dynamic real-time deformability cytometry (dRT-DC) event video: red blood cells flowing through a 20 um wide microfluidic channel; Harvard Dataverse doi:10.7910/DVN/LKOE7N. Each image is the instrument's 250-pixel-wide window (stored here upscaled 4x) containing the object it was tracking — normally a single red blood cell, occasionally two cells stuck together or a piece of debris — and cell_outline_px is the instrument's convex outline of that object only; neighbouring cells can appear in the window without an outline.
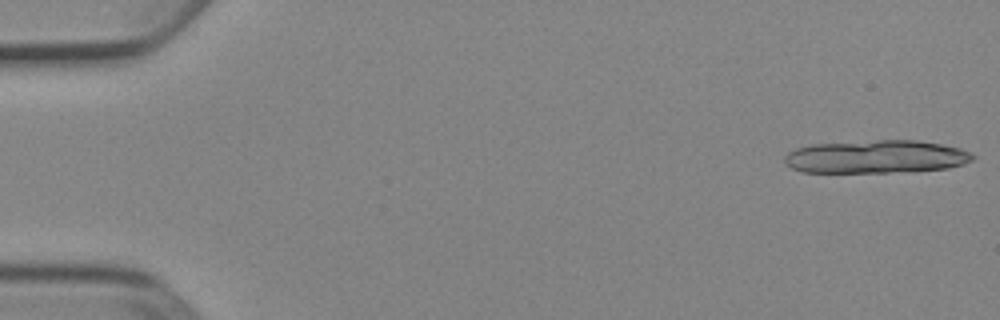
{"species": "Egyptian fruit bat (a non-hibernating species)", "species_latin": "Rousettus aegyptiacus", "temperature_condition": "cold", "stored_images_in_passage": 14, "camera_frame_rate_fps": 3000, "um_per_image_px": 0.085, "animal": {"sex": "female"}, "frame": {"image": 1, "passage_image": 1, "time_ms": 0.0, "image_size_px": [1000, 320], "cell_outline_px": [[976, 156], [972, 160], [964, 164], [948, 168], [912, 172], [804, 172], [792, 168], [784, 160], [784, 156], [788, 152], [796, 148], [812, 144], [880, 140], [916, 140], [940, 144], [960, 148], [972, 152]], "centroid_in_image_um": [74.52, 13.33], "position_along_channel_um": 10.5, "area_um2": 36.41}}